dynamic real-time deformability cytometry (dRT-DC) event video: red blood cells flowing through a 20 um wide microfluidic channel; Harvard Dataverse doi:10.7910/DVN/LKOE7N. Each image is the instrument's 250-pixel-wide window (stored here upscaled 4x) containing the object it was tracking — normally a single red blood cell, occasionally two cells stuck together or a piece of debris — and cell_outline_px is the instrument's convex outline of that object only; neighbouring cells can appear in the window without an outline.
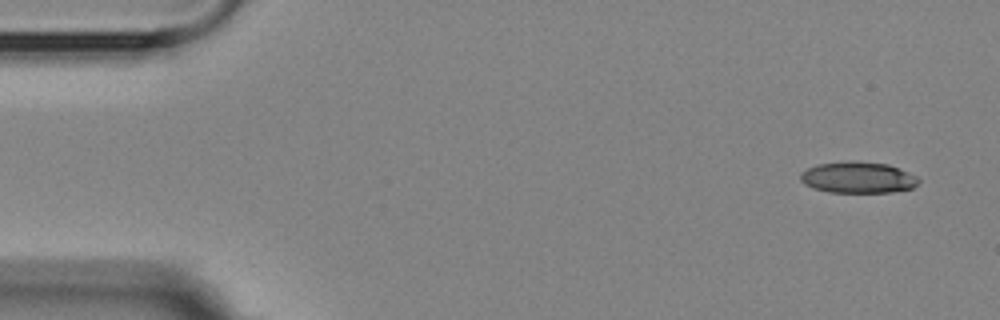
{"species": "Egyptian fruit bat (a non-hibernating species)", "species_latin": "Rousettus aegyptiacus", "temperature_condition": "room temperature", "stored_images_in_passage": 3, "camera_frame_rate_fps": 3000, "um_per_image_px": 0.085, "animal": {"sex": "female"}, "frame": {"image": 1, "passage_image": 1, "time_ms": 0.0, "image_size_px": [1000, 320], "cell_outline_px": [[920, 180], [912, 188], [892, 192], [828, 192], [812, 188], [804, 184], [800, 180], [800, 172], [816, 164], [888, 164], [908, 172], [916, 176]], "centroid_in_image_um": [72.91, 15.14], "position_along_channel_um": 12.1, "area_um2": 20.63}}